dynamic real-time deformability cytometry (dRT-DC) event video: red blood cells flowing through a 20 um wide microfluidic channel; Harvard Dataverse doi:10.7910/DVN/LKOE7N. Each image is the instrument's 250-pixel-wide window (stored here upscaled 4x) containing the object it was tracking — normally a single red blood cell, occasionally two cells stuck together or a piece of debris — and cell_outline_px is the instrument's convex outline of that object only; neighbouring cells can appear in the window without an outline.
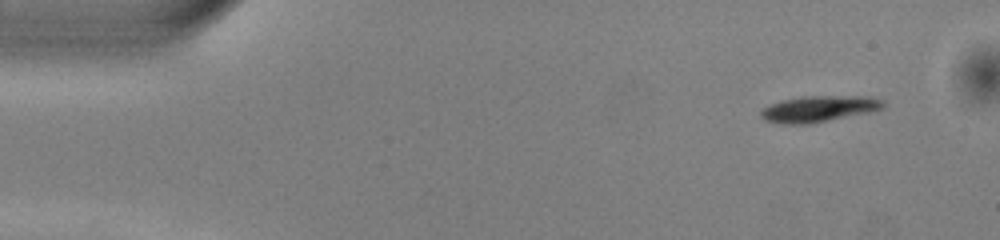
{"species": "common noctule bat (a hibernating species)", "species_latin": "Nyctalus noctula", "temperature_condition": "warm", "stored_images_in_passage": 47, "camera_frame_rate_fps": 3000, "um_per_image_px": 0.085, "animal": {"sex": "male", "body_mass_g": 13.0, "forearm_length_mm": 53.1}, "frame": {"image": 1, "passage_image": 1, "time_ms": 0.0, "image_size_px": [1000, 240], "cell_outline_px": [[884, 108], [868, 112], [808, 124], [780, 124], [764, 120], [760, 116], [760, 112], [764, 108], [780, 100], [804, 96], [864, 96], [884, 100]], "centroid_in_image_um": [69.57, 9.25], "position_along_channel_um": 15.4, "area_um2": 18.5}}
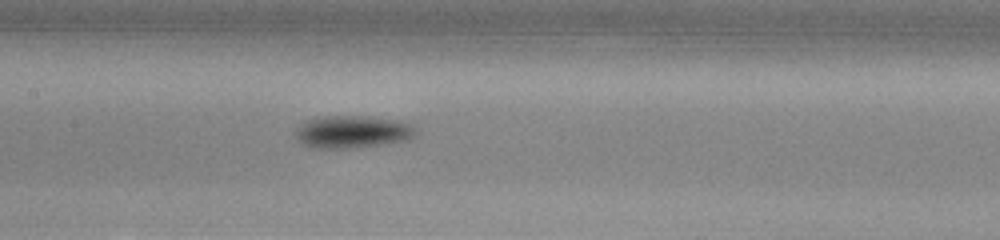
{"frame": {"image": 2, "passage_image": 21, "time_ms": 6.667, "image_size_px": [1000, 240], "cell_outline_px": [[420, 128], [416, 136], [408, 140], [380, 144], [348, 148], [312, 148], [304, 144], [296, 136], [296, 132], [308, 120], [320, 116], [368, 116], [400, 120], [412, 124]], "centroid_in_image_um": [30.08, 11.19], "position_along_channel_um": 177.3, "area_um2": 22.77}}
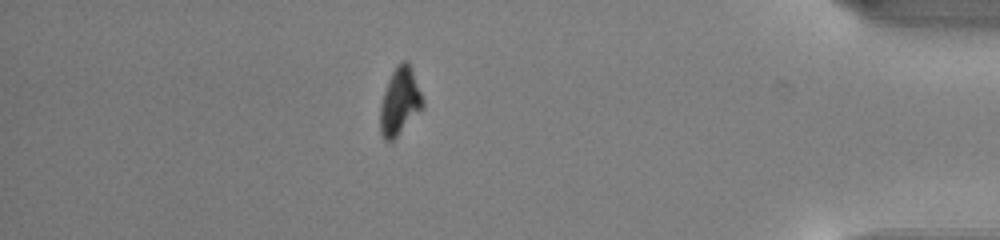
{"frame": {"image": 3, "passage_image": 41, "time_ms": 13.333, "image_size_px": [1000, 240], "cell_outline_px": [[424, 108], [392, 140], [384, 140], [380, 132], [380, 104], [388, 80], [396, 64], [400, 60], [408, 60], [412, 68], [424, 100]], "centroid_in_image_um": [34.0, 8.57], "position_along_channel_um": 401.2, "area_um2": 16.82}, "authors_computed_cell_mechanics": {"area_um2": 19.074, "velocity_mm_per_s": 4.019, "shape_relaxation_time_tau1_ms": 1.1985, "shape_relaxation_time_tau2_ms": null, "deformation_change_tau1": 0.1066, "deformation_change_tau2": null}}